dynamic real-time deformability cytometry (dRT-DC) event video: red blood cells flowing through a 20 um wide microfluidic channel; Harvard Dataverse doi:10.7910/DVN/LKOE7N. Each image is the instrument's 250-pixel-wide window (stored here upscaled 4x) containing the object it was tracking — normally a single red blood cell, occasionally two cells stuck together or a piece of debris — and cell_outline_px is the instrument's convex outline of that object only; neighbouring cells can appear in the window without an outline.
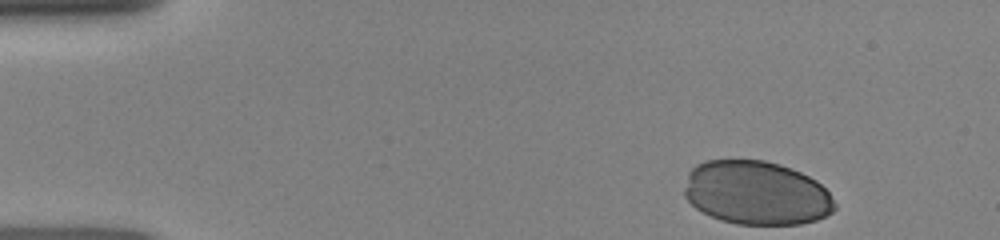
{"species": "human", "species_latin": "Homo sapiens", "temperature_condition": "room temperature", "stored_images_in_passage": 11, "camera_frame_rate_fps": 3000, "um_per_image_px": 0.085, "donor": {"sex": "female"}, "frame": {"image": 1, "passage_image": 1, "time_ms": 0.0, "image_size_px": [1000, 240], "cell_outline_px": [[836, 208], [832, 212], [816, 220], [800, 224], [736, 224], [720, 220], [696, 208], [684, 196], [684, 188], [688, 172], [696, 164], [704, 160], [764, 160], [780, 164], [792, 168], [816, 180], [828, 192], [836, 204]], "centroid_in_image_um": [64.28, 16.39], "position_along_channel_um": 20.7, "area_um2": 56.07}}